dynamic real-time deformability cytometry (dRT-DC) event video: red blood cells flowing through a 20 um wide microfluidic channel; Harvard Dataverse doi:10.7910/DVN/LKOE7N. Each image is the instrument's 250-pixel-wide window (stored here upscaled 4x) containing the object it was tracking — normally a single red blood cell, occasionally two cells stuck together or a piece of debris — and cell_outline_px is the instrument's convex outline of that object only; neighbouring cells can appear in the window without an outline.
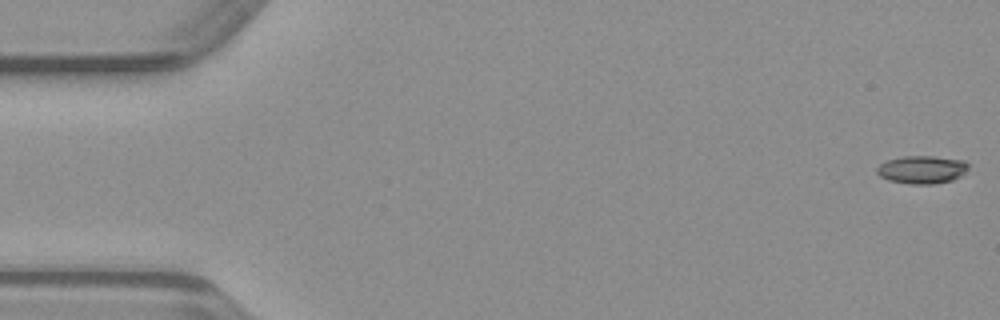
{"species": "common noctule bat (a hibernating species)", "species_latin": "Nyctalus noctula", "temperature_condition": "warm", "stored_images_in_passage": 49, "camera_frame_rate_fps": 3000, "um_per_image_px": 0.085, "animal": {"sex": "male", "body_mass_g": 23.1, "forearm_length_mm": 52.7}, "frame": {"image": 1, "passage_image": 1, "time_ms": 0.0, "image_size_px": [1000, 320], "cell_outline_px": [[968, 168], [960, 176], [952, 180], [932, 184], [908, 184], [888, 180], [880, 176], [876, 172], [876, 168], [880, 164], [888, 160], [904, 156], [932, 156], [964, 160], [968, 164]], "centroid_in_image_um": [78.35, 14.42], "position_along_channel_um": 6.7, "area_um2": 14.85}}
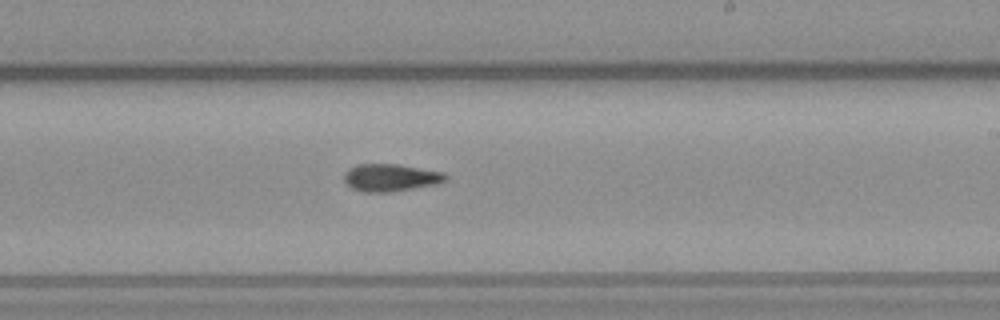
{"frame": {"image": 2, "passage_image": 29, "time_ms": 9.333, "image_size_px": [1000, 320], "cell_outline_px": [[448, 180], [436, 184], [392, 192], [364, 192], [352, 188], [344, 180], [344, 176], [348, 168], [360, 164], [396, 164], [444, 172], [448, 176]], "centroid_in_image_um": [33.23, 15.1], "position_along_channel_um": 255.8, "area_um2": 16.18}}
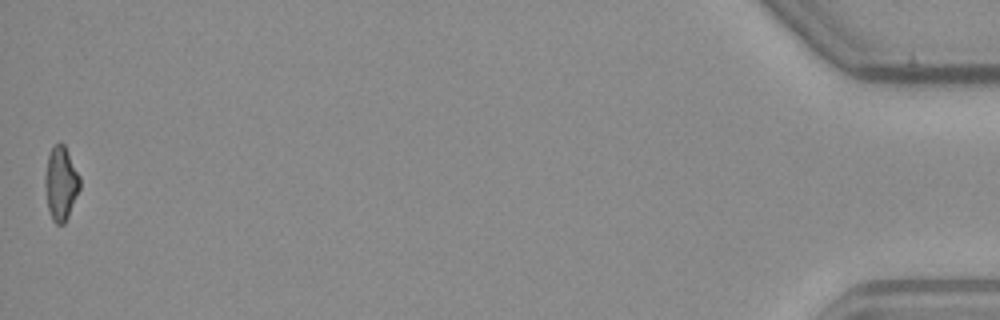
{"frame": {"image": 3, "passage_image": 49, "time_ms": 16.0, "image_size_px": [1000, 320], "cell_outline_px": [[80, 188], [68, 216], [64, 224], [56, 224], [52, 220], [48, 208], [44, 184], [44, 176], [48, 156], [52, 148], [60, 140], [64, 144], [80, 176]], "centroid_in_image_um": [5.16, 15.58], "position_along_channel_um": 430.0, "area_um2": 14.97}}